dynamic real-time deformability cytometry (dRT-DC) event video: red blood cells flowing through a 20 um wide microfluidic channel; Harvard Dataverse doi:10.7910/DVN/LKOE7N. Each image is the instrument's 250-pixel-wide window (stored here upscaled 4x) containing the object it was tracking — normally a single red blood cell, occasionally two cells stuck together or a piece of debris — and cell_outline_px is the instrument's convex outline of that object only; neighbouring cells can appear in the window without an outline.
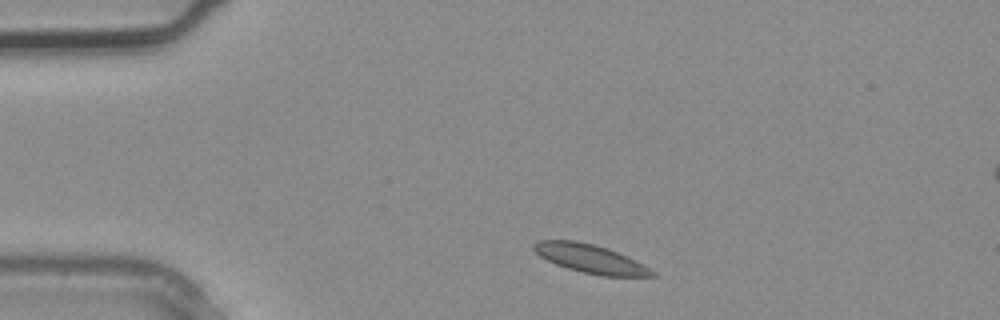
{"species": "common noctule bat (a hibernating species)", "species_latin": "Nyctalus noctula", "temperature_condition": "warm", "stored_images_in_passage": 3, "camera_frame_rate_fps": 3000, "um_per_image_px": 0.085, "animal": {"sex": "male", "body_mass_g": 20.4}, "frame": {"image": 1, "passage_image": 1, "time_ms": 0.0, "image_size_px": [1000, 320], "cell_outline_px": [[656, 276], [600, 276], [568, 268], [556, 264], [540, 256], [532, 248], [532, 244], [540, 240], [576, 240], [608, 248], [636, 260], [656, 272]], "centroid_in_image_um": [50.19, 21.98], "position_along_channel_um": 34.8, "area_um2": 19.59}}